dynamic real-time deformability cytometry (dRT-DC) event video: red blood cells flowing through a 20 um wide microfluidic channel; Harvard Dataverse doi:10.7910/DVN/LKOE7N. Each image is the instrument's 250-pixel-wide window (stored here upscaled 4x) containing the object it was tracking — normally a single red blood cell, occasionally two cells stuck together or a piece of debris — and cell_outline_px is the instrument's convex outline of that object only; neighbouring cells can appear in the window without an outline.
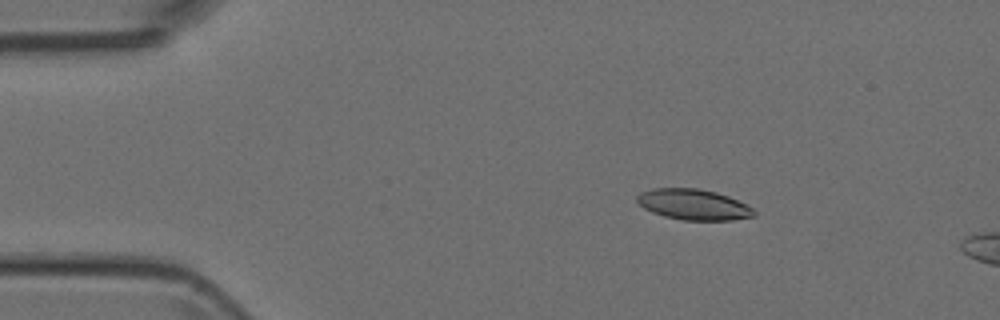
{"species": "Egyptian fruit bat (a non-hibernating species)", "species_latin": "Rousettus aegyptiacus", "temperature_condition": "room temperature", "stored_images_in_passage": 49, "camera_frame_rate_fps": 3000, "um_per_image_px": 0.085, "animal": {"sex": "female"}, "frame": {"image": 1, "passage_image": 8, "time_ms": 2.333, "image_size_px": [1000, 320], "cell_outline_px": [[756, 216], [732, 220], [684, 220], [664, 216], [652, 212], [644, 208], [636, 200], [636, 196], [640, 192], [652, 188], [696, 188], [716, 192], [728, 196], [752, 208], [756, 212]], "centroid_in_image_um": [58.93, 17.38], "position_along_channel_um": 26.1, "area_um2": 20.87}}
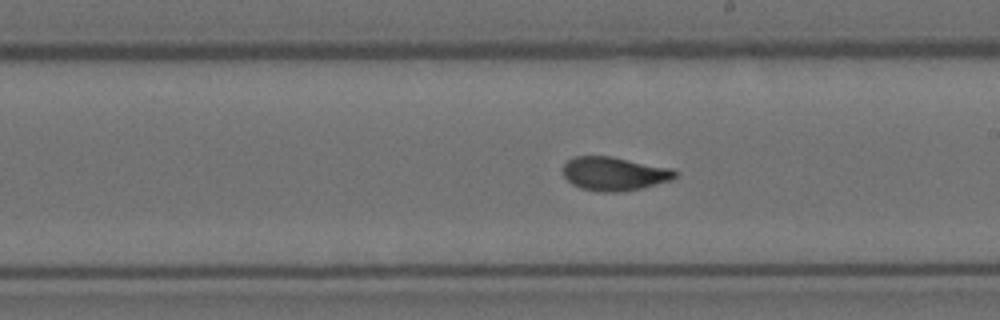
{"frame": {"image": 2, "passage_image": 28, "time_ms": 9.0, "image_size_px": [1000, 320], "cell_outline_px": [[680, 172], [672, 180], [624, 192], [600, 192], [580, 188], [572, 184], [564, 176], [564, 164], [568, 160], [576, 156], [612, 156], [672, 168]], "centroid_in_image_um": [52.24, 14.76], "position_along_channel_um": 236.8, "area_um2": 22.14}}
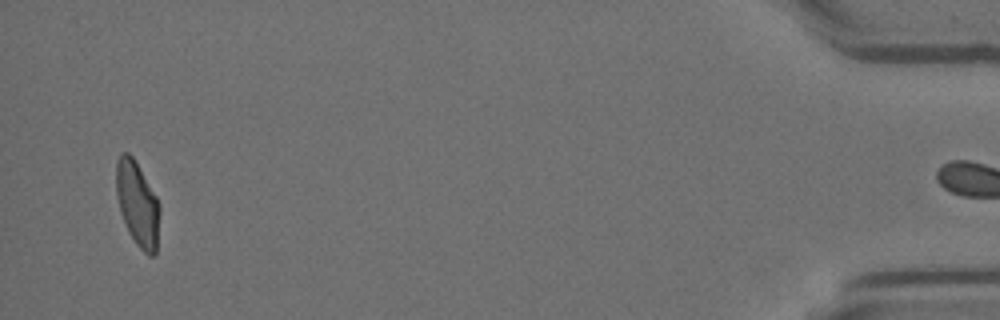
{"frame": {"image": 3, "passage_image": 48, "time_ms": 15.667, "image_size_px": [1000, 320], "cell_outline_px": [[160, 212], [156, 252], [152, 256], [148, 256], [136, 244], [128, 232], [120, 212], [116, 192], [116, 160], [120, 152], [128, 152], [132, 156], [156, 196], [160, 204]], "centroid_in_image_um": [11.68, 17.33], "position_along_channel_um": 423.5, "area_um2": 21.5}}